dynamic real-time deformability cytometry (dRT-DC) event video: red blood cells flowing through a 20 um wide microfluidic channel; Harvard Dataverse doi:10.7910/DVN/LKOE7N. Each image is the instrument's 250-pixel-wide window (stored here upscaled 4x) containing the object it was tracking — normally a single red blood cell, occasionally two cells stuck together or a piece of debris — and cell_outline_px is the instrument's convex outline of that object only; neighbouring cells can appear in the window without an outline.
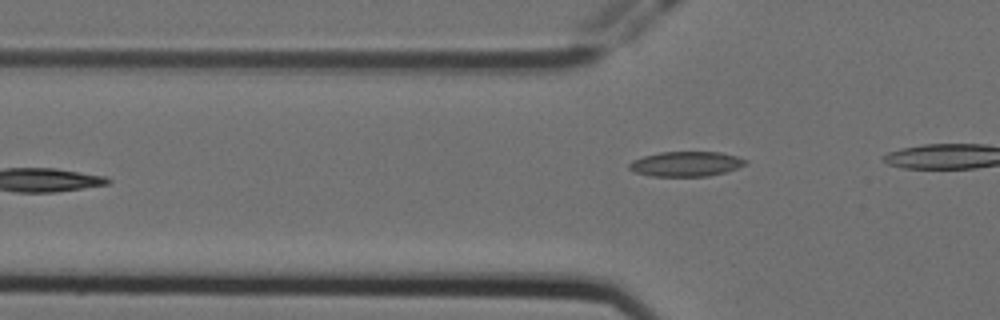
{"species": "Egyptian fruit bat (a non-hibernating species)", "species_latin": "Rousettus aegyptiacus", "temperature_condition": "cold", "stored_images_in_passage": 6, "camera_frame_rate_fps": 3000, "um_per_image_px": 0.085, "animal": {"sex": "female"}, "frame": {"image": 1, "passage_image": 6, "time_ms": 1.667, "image_size_px": [1000, 320], "cell_outline_px": [[748, 164], [724, 172], [708, 176], [648, 176], [636, 172], [628, 168], [628, 164], [632, 160], [644, 156], [660, 152], [720, 152], [736, 156], [748, 160]], "centroid_in_image_um": [58.3, 13.93], "position_along_channel_um": 67.5, "area_um2": 16.88}}